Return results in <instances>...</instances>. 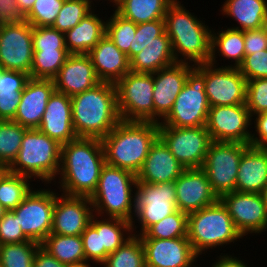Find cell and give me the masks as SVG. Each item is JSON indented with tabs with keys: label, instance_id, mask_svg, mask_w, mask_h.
<instances>
[{
	"label": "cell",
	"instance_id": "obj_25",
	"mask_svg": "<svg viewBox=\"0 0 267 267\" xmlns=\"http://www.w3.org/2000/svg\"><path fill=\"white\" fill-rule=\"evenodd\" d=\"M185 169L158 137L136 175L137 183L174 182Z\"/></svg>",
	"mask_w": 267,
	"mask_h": 267
},
{
	"label": "cell",
	"instance_id": "obj_18",
	"mask_svg": "<svg viewBox=\"0 0 267 267\" xmlns=\"http://www.w3.org/2000/svg\"><path fill=\"white\" fill-rule=\"evenodd\" d=\"M59 195L55 192L50 234L81 236L94 214L91 199L86 196Z\"/></svg>",
	"mask_w": 267,
	"mask_h": 267
},
{
	"label": "cell",
	"instance_id": "obj_15",
	"mask_svg": "<svg viewBox=\"0 0 267 267\" xmlns=\"http://www.w3.org/2000/svg\"><path fill=\"white\" fill-rule=\"evenodd\" d=\"M33 55L32 25L29 22L0 25V65L3 70L24 72L30 77Z\"/></svg>",
	"mask_w": 267,
	"mask_h": 267
},
{
	"label": "cell",
	"instance_id": "obj_24",
	"mask_svg": "<svg viewBox=\"0 0 267 267\" xmlns=\"http://www.w3.org/2000/svg\"><path fill=\"white\" fill-rule=\"evenodd\" d=\"M38 129L60 145L76 139L72 122L71 97L54 91L47 102Z\"/></svg>",
	"mask_w": 267,
	"mask_h": 267
},
{
	"label": "cell",
	"instance_id": "obj_39",
	"mask_svg": "<svg viewBox=\"0 0 267 267\" xmlns=\"http://www.w3.org/2000/svg\"><path fill=\"white\" fill-rule=\"evenodd\" d=\"M188 214L179 209L151 225L140 238L172 239L187 237Z\"/></svg>",
	"mask_w": 267,
	"mask_h": 267
},
{
	"label": "cell",
	"instance_id": "obj_54",
	"mask_svg": "<svg viewBox=\"0 0 267 267\" xmlns=\"http://www.w3.org/2000/svg\"><path fill=\"white\" fill-rule=\"evenodd\" d=\"M255 116H257L254 121L256 135L252 134L250 145L267 149V112Z\"/></svg>",
	"mask_w": 267,
	"mask_h": 267
},
{
	"label": "cell",
	"instance_id": "obj_50",
	"mask_svg": "<svg viewBox=\"0 0 267 267\" xmlns=\"http://www.w3.org/2000/svg\"><path fill=\"white\" fill-rule=\"evenodd\" d=\"M29 75L12 70H3L0 75V94H21Z\"/></svg>",
	"mask_w": 267,
	"mask_h": 267
},
{
	"label": "cell",
	"instance_id": "obj_29",
	"mask_svg": "<svg viewBox=\"0 0 267 267\" xmlns=\"http://www.w3.org/2000/svg\"><path fill=\"white\" fill-rule=\"evenodd\" d=\"M176 63L166 31L130 60V71L154 73Z\"/></svg>",
	"mask_w": 267,
	"mask_h": 267
},
{
	"label": "cell",
	"instance_id": "obj_17",
	"mask_svg": "<svg viewBox=\"0 0 267 267\" xmlns=\"http://www.w3.org/2000/svg\"><path fill=\"white\" fill-rule=\"evenodd\" d=\"M219 199L243 237L266 231L267 209L261 194L233 191L223 194Z\"/></svg>",
	"mask_w": 267,
	"mask_h": 267
},
{
	"label": "cell",
	"instance_id": "obj_27",
	"mask_svg": "<svg viewBox=\"0 0 267 267\" xmlns=\"http://www.w3.org/2000/svg\"><path fill=\"white\" fill-rule=\"evenodd\" d=\"M267 185V149L249 146L242 154L235 191L261 194Z\"/></svg>",
	"mask_w": 267,
	"mask_h": 267
},
{
	"label": "cell",
	"instance_id": "obj_58",
	"mask_svg": "<svg viewBox=\"0 0 267 267\" xmlns=\"http://www.w3.org/2000/svg\"><path fill=\"white\" fill-rule=\"evenodd\" d=\"M66 267H91V265L87 263V261H83L80 263L66 265Z\"/></svg>",
	"mask_w": 267,
	"mask_h": 267
},
{
	"label": "cell",
	"instance_id": "obj_59",
	"mask_svg": "<svg viewBox=\"0 0 267 267\" xmlns=\"http://www.w3.org/2000/svg\"><path fill=\"white\" fill-rule=\"evenodd\" d=\"M261 195L263 197L266 209H267V185L265 186V188L263 189V191L261 192Z\"/></svg>",
	"mask_w": 267,
	"mask_h": 267
},
{
	"label": "cell",
	"instance_id": "obj_61",
	"mask_svg": "<svg viewBox=\"0 0 267 267\" xmlns=\"http://www.w3.org/2000/svg\"><path fill=\"white\" fill-rule=\"evenodd\" d=\"M122 0H110V2H113V6L115 5V7L121 2Z\"/></svg>",
	"mask_w": 267,
	"mask_h": 267
},
{
	"label": "cell",
	"instance_id": "obj_45",
	"mask_svg": "<svg viewBox=\"0 0 267 267\" xmlns=\"http://www.w3.org/2000/svg\"><path fill=\"white\" fill-rule=\"evenodd\" d=\"M246 106L251 117L267 112V78L247 81Z\"/></svg>",
	"mask_w": 267,
	"mask_h": 267
},
{
	"label": "cell",
	"instance_id": "obj_51",
	"mask_svg": "<svg viewBox=\"0 0 267 267\" xmlns=\"http://www.w3.org/2000/svg\"><path fill=\"white\" fill-rule=\"evenodd\" d=\"M245 55L267 49V32L265 26L244 31Z\"/></svg>",
	"mask_w": 267,
	"mask_h": 267
},
{
	"label": "cell",
	"instance_id": "obj_19",
	"mask_svg": "<svg viewBox=\"0 0 267 267\" xmlns=\"http://www.w3.org/2000/svg\"><path fill=\"white\" fill-rule=\"evenodd\" d=\"M140 239L144 248L146 267H195L193 264L199 256L187 237Z\"/></svg>",
	"mask_w": 267,
	"mask_h": 267
},
{
	"label": "cell",
	"instance_id": "obj_13",
	"mask_svg": "<svg viewBox=\"0 0 267 267\" xmlns=\"http://www.w3.org/2000/svg\"><path fill=\"white\" fill-rule=\"evenodd\" d=\"M50 190H31L13 210L25 236L40 245L52 229L55 191Z\"/></svg>",
	"mask_w": 267,
	"mask_h": 267
},
{
	"label": "cell",
	"instance_id": "obj_35",
	"mask_svg": "<svg viewBox=\"0 0 267 267\" xmlns=\"http://www.w3.org/2000/svg\"><path fill=\"white\" fill-rule=\"evenodd\" d=\"M31 178L9 172L5 169L0 174V204L6 210H14L33 189Z\"/></svg>",
	"mask_w": 267,
	"mask_h": 267
},
{
	"label": "cell",
	"instance_id": "obj_31",
	"mask_svg": "<svg viewBox=\"0 0 267 267\" xmlns=\"http://www.w3.org/2000/svg\"><path fill=\"white\" fill-rule=\"evenodd\" d=\"M216 51L223 57L232 59L234 65L230 67L238 68L245 57L244 31L227 28L219 32L211 31V57L210 64L216 65ZM220 52V53H219Z\"/></svg>",
	"mask_w": 267,
	"mask_h": 267
},
{
	"label": "cell",
	"instance_id": "obj_34",
	"mask_svg": "<svg viewBox=\"0 0 267 267\" xmlns=\"http://www.w3.org/2000/svg\"><path fill=\"white\" fill-rule=\"evenodd\" d=\"M41 246L65 265L86 261L81 236L49 234Z\"/></svg>",
	"mask_w": 267,
	"mask_h": 267
},
{
	"label": "cell",
	"instance_id": "obj_62",
	"mask_svg": "<svg viewBox=\"0 0 267 267\" xmlns=\"http://www.w3.org/2000/svg\"><path fill=\"white\" fill-rule=\"evenodd\" d=\"M5 170L3 166L0 165V174Z\"/></svg>",
	"mask_w": 267,
	"mask_h": 267
},
{
	"label": "cell",
	"instance_id": "obj_44",
	"mask_svg": "<svg viewBox=\"0 0 267 267\" xmlns=\"http://www.w3.org/2000/svg\"><path fill=\"white\" fill-rule=\"evenodd\" d=\"M165 31L164 19L137 24V30L133 38V47H130V60Z\"/></svg>",
	"mask_w": 267,
	"mask_h": 267
},
{
	"label": "cell",
	"instance_id": "obj_28",
	"mask_svg": "<svg viewBox=\"0 0 267 267\" xmlns=\"http://www.w3.org/2000/svg\"><path fill=\"white\" fill-rule=\"evenodd\" d=\"M92 11L65 33L69 54H88L106 34V22Z\"/></svg>",
	"mask_w": 267,
	"mask_h": 267
},
{
	"label": "cell",
	"instance_id": "obj_5",
	"mask_svg": "<svg viewBox=\"0 0 267 267\" xmlns=\"http://www.w3.org/2000/svg\"><path fill=\"white\" fill-rule=\"evenodd\" d=\"M136 185L137 178L134 173L105 164L102 167L97 187L89 197L95 215L131 222L132 232L135 231L133 234L137 235L133 219L135 216V191L133 192V189Z\"/></svg>",
	"mask_w": 267,
	"mask_h": 267
},
{
	"label": "cell",
	"instance_id": "obj_36",
	"mask_svg": "<svg viewBox=\"0 0 267 267\" xmlns=\"http://www.w3.org/2000/svg\"><path fill=\"white\" fill-rule=\"evenodd\" d=\"M69 55L67 49L34 50L30 78L53 80Z\"/></svg>",
	"mask_w": 267,
	"mask_h": 267
},
{
	"label": "cell",
	"instance_id": "obj_46",
	"mask_svg": "<svg viewBox=\"0 0 267 267\" xmlns=\"http://www.w3.org/2000/svg\"><path fill=\"white\" fill-rule=\"evenodd\" d=\"M32 43L34 50L66 49L65 33L51 26H32Z\"/></svg>",
	"mask_w": 267,
	"mask_h": 267
},
{
	"label": "cell",
	"instance_id": "obj_52",
	"mask_svg": "<svg viewBox=\"0 0 267 267\" xmlns=\"http://www.w3.org/2000/svg\"><path fill=\"white\" fill-rule=\"evenodd\" d=\"M24 21H26L25 16L16 4V0H0V25Z\"/></svg>",
	"mask_w": 267,
	"mask_h": 267
},
{
	"label": "cell",
	"instance_id": "obj_12",
	"mask_svg": "<svg viewBox=\"0 0 267 267\" xmlns=\"http://www.w3.org/2000/svg\"><path fill=\"white\" fill-rule=\"evenodd\" d=\"M135 192V216L140 222L142 235L151 225L178 210L174 182L137 183Z\"/></svg>",
	"mask_w": 267,
	"mask_h": 267
},
{
	"label": "cell",
	"instance_id": "obj_3",
	"mask_svg": "<svg viewBox=\"0 0 267 267\" xmlns=\"http://www.w3.org/2000/svg\"><path fill=\"white\" fill-rule=\"evenodd\" d=\"M158 137L159 125L156 122L121 120L101 139L105 164L137 175Z\"/></svg>",
	"mask_w": 267,
	"mask_h": 267
},
{
	"label": "cell",
	"instance_id": "obj_9",
	"mask_svg": "<svg viewBox=\"0 0 267 267\" xmlns=\"http://www.w3.org/2000/svg\"><path fill=\"white\" fill-rule=\"evenodd\" d=\"M115 87L121 120L154 122L153 73L129 71Z\"/></svg>",
	"mask_w": 267,
	"mask_h": 267
},
{
	"label": "cell",
	"instance_id": "obj_43",
	"mask_svg": "<svg viewBox=\"0 0 267 267\" xmlns=\"http://www.w3.org/2000/svg\"><path fill=\"white\" fill-rule=\"evenodd\" d=\"M65 0H36L25 20L33 27L52 26Z\"/></svg>",
	"mask_w": 267,
	"mask_h": 267
},
{
	"label": "cell",
	"instance_id": "obj_22",
	"mask_svg": "<svg viewBox=\"0 0 267 267\" xmlns=\"http://www.w3.org/2000/svg\"><path fill=\"white\" fill-rule=\"evenodd\" d=\"M54 91V80L29 78L21 92L20 104L12 121L27 129H38Z\"/></svg>",
	"mask_w": 267,
	"mask_h": 267
},
{
	"label": "cell",
	"instance_id": "obj_30",
	"mask_svg": "<svg viewBox=\"0 0 267 267\" xmlns=\"http://www.w3.org/2000/svg\"><path fill=\"white\" fill-rule=\"evenodd\" d=\"M221 12L239 23L232 29H259L267 23V0H226Z\"/></svg>",
	"mask_w": 267,
	"mask_h": 267
},
{
	"label": "cell",
	"instance_id": "obj_49",
	"mask_svg": "<svg viewBox=\"0 0 267 267\" xmlns=\"http://www.w3.org/2000/svg\"><path fill=\"white\" fill-rule=\"evenodd\" d=\"M83 240V251L87 262L100 264L105 262V248H101L100 233L89 224L81 234Z\"/></svg>",
	"mask_w": 267,
	"mask_h": 267
},
{
	"label": "cell",
	"instance_id": "obj_48",
	"mask_svg": "<svg viewBox=\"0 0 267 267\" xmlns=\"http://www.w3.org/2000/svg\"><path fill=\"white\" fill-rule=\"evenodd\" d=\"M238 69L246 81L267 78V49L245 55Z\"/></svg>",
	"mask_w": 267,
	"mask_h": 267
},
{
	"label": "cell",
	"instance_id": "obj_57",
	"mask_svg": "<svg viewBox=\"0 0 267 267\" xmlns=\"http://www.w3.org/2000/svg\"><path fill=\"white\" fill-rule=\"evenodd\" d=\"M35 1L36 0H16V4L24 16H26L33 8Z\"/></svg>",
	"mask_w": 267,
	"mask_h": 267
},
{
	"label": "cell",
	"instance_id": "obj_10",
	"mask_svg": "<svg viewBox=\"0 0 267 267\" xmlns=\"http://www.w3.org/2000/svg\"><path fill=\"white\" fill-rule=\"evenodd\" d=\"M249 146L237 142L211 143L201 168L219 198L235 191L240 158Z\"/></svg>",
	"mask_w": 267,
	"mask_h": 267
},
{
	"label": "cell",
	"instance_id": "obj_7",
	"mask_svg": "<svg viewBox=\"0 0 267 267\" xmlns=\"http://www.w3.org/2000/svg\"><path fill=\"white\" fill-rule=\"evenodd\" d=\"M242 237L220 199L188 214L187 238L198 256L209 248L228 245Z\"/></svg>",
	"mask_w": 267,
	"mask_h": 267
},
{
	"label": "cell",
	"instance_id": "obj_42",
	"mask_svg": "<svg viewBox=\"0 0 267 267\" xmlns=\"http://www.w3.org/2000/svg\"><path fill=\"white\" fill-rule=\"evenodd\" d=\"M91 0H65L55 22L51 26L60 32L66 33L83 18L90 14L92 9ZM92 9V10H91Z\"/></svg>",
	"mask_w": 267,
	"mask_h": 267
},
{
	"label": "cell",
	"instance_id": "obj_6",
	"mask_svg": "<svg viewBox=\"0 0 267 267\" xmlns=\"http://www.w3.org/2000/svg\"><path fill=\"white\" fill-rule=\"evenodd\" d=\"M60 163L61 145L39 129H27L17 157L7 170L47 184L58 176Z\"/></svg>",
	"mask_w": 267,
	"mask_h": 267
},
{
	"label": "cell",
	"instance_id": "obj_56",
	"mask_svg": "<svg viewBox=\"0 0 267 267\" xmlns=\"http://www.w3.org/2000/svg\"><path fill=\"white\" fill-rule=\"evenodd\" d=\"M217 261L212 264V267H247V263L245 264L242 260H239L237 257H232L231 255H220Z\"/></svg>",
	"mask_w": 267,
	"mask_h": 267
},
{
	"label": "cell",
	"instance_id": "obj_38",
	"mask_svg": "<svg viewBox=\"0 0 267 267\" xmlns=\"http://www.w3.org/2000/svg\"><path fill=\"white\" fill-rule=\"evenodd\" d=\"M27 128L12 120H0V165L7 169L17 157Z\"/></svg>",
	"mask_w": 267,
	"mask_h": 267
},
{
	"label": "cell",
	"instance_id": "obj_41",
	"mask_svg": "<svg viewBox=\"0 0 267 267\" xmlns=\"http://www.w3.org/2000/svg\"><path fill=\"white\" fill-rule=\"evenodd\" d=\"M40 246L34 241L0 245L1 267H33L36 250Z\"/></svg>",
	"mask_w": 267,
	"mask_h": 267
},
{
	"label": "cell",
	"instance_id": "obj_26",
	"mask_svg": "<svg viewBox=\"0 0 267 267\" xmlns=\"http://www.w3.org/2000/svg\"><path fill=\"white\" fill-rule=\"evenodd\" d=\"M101 82L116 83L130 71L127 55L111 41L104 37L87 54Z\"/></svg>",
	"mask_w": 267,
	"mask_h": 267
},
{
	"label": "cell",
	"instance_id": "obj_2",
	"mask_svg": "<svg viewBox=\"0 0 267 267\" xmlns=\"http://www.w3.org/2000/svg\"><path fill=\"white\" fill-rule=\"evenodd\" d=\"M73 129L77 137L104 138L121 121L114 83L100 82L71 97Z\"/></svg>",
	"mask_w": 267,
	"mask_h": 267
},
{
	"label": "cell",
	"instance_id": "obj_21",
	"mask_svg": "<svg viewBox=\"0 0 267 267\" xmlns=\"http://www.w3.org/2000/svg\"><path fill=\"white\" fill-rule=\"evenodd\" d=\"M194 66L189 62H176L153 73L154 122L160 123L159 119H164L172 110L174 101L186 83L188 72Z\"/></svg>",
	"mask_w": 267,
	"mask_h": 267
},
{
	"label": "cell",
	"instance_id": "obj_40",
	"mask_svg": "<svg viewBox=\"0 0 267 267\" xmlns=\"http://www.w3.org/2000/svg\"><path fill=\"white\" fill-rule=\"evenodd\" d=\"M137 30V24L127 20L116 11L106 20V35L124 52L130 61V47H133V38Z\"/></svg>",
	"mask_w": 267,
	"mask_h": 267
},
{
	"label": "cell",
	"instance_id": "obj_47",
	"mask_svg": "<svg viewBox=\"0 0 267 267\" xmlns=\"http://www.w3.org/2000/svg\"><path fill=\"white\" fill-rule=\"evenodd\" d=\"M30 241L23 233L18 216L13 210H7L0 219V245Z\"/></svg>",
	"mask_w": 267,
	"mask_h": 267
},
{
	"label": "cell",
	"instance_id": "obj_20",
	"mask_svg": "<svg viewBox=\"0 0 267 267\" xmlns=\"http://www.w3.org/2000/svg\"><path fill=\"white\" fill-rule=\"evenodd\" d=\"M174 184L176 206L186 214L198 211L219 200L202 168L185 169Z\"/></svg>",
	"mask_w": 267,
	"mask_h": 267
},
{
	"label": "cell",
	"instance_id": "obj_1",
	"mask_svg": "<svg viewBox=\"0 0 267 267\" xmlns=\"http://www.w3.org/2000/svg\"><path fill=\"white\" fill-rule=\"evenodd\" d=\"M105 165L101 139L77 137L61 145L58 175L60 188L68 196L90 197Z\"/></svg>",
	"mask_w": 267,
	"mask_h": 267
},
{
	"label": "cell",
	"instance_id": "obj_55",
	"mask_svg": "<svg viewBox=\"0 0 267 267\" xmlns=\"http://www.w3.org/2000/svg\"><path fill=\"white\" fill-rule=\"evenodd\" d=\"M33 267H66V265L59 262L40 245L36 250Z\"/></svg>",
	"mask_w": 267,
	"mask_h": 267
},
{
	"label": "cell",
	"instance_id": "obj_32",
	"mask_svg": "<svg viewBox=\"0 0 267 267\" xmlns=\"http://www.w3.org/2000/svg\"><path fill=\"white\" fill-rule=\"evenodd\" d=\"M174 0H122L115 11L135 24L164 19L168 6Z\"/></svg>",
	"mask_w": 267,
	"mask_h": 267
},
{
	"label": "cell",
	"instance_id": "obj_63",
	"mask_svg": "<svg viewBox=\"0 0 267 267\" xmlns=\"http://www.w3.org/2000/svg\"><path fill=\"white\" fill-rule=\"evenodd\" d=\"M3 71V68L1 67V65H0V75H1V72Z\"/></svg>",
	"mask_w": 267,
	"mask_h": 267
},
{
	"label": "cell",
	"instance_id": "obj_8",
	"mask_svg": "<svg viewBox=\"0 0 267 267\" xmlns=\"http://www.w3.org/2000/svg\"><path fill=\"white\" fill-rule=\"evenodd\" d=\"M209 108L203 63L195 65L188 72L186 83L174 101L172 110L158 125L183 128L206 126Z\"/></svg>",
	"mask_w": 267,
	"mask_h": 267
},
{
	"label": "cell",
	"instance_id": "obj_4",
	"mask_svg": "<svg viewBox=\"0 0 267 267\" xmlns=\"http://www.w3.org/2000/svg\"><path fill=\"white\" fill-rule=\"evenodd\" d=\"M165 29L176 62L208 63L211 57V29L174 0L166 11ZM180 54V55H179ZM179 56H182L180 59Z\"/></svg>",
	"mask_w": 267,
	"mask_h": 267
},
{
	"label": "cell",
	"instance_id": "obj_60",
	"mask_svg": "<svg viewBox=\"0 0 267 267\" xmlns=\"http://www.w3.org/2000/svg\"><path fill=\"white\" fill-rule=\"evenodd\" d=\"M7 210L0 204V219L5 215Z\"/></svg>",
	"mask_w": 267,
	"mask_h": 267
},
{
	"label": "cell",
	"instance_id": "obj_33",
	"mask_svg": "<svg viewBox=\"0 0 267 267\" xmlns=\"http://www.w3.org/2000/svg\"><path fill=\"white\" fill-rule=\"evenodd\" d=\"M95 216L94 214L91 217L90 224L100 233L101 248H105L106 260L110 253L115 252L133 235L132 223L119 218L106 217L105 219L97 220L99 216Z\"/></svg>",
	"mask_w": 267,
	"mask_h": 267
},
{
	"label": "cell",
	"instance_id": "obj_14",
	"mask_svg": "<svg viewBox=\"0 0 267 267\" xmlns=\"http://www.w3.org/2000/svg\"><path fill=\"white\" fill-rule=\"evenodd\" d=\"M252 119L246 104L212 106L209 108L206 128L212 141L250 145Z\"/></svg>",
	"mask_w": 267,
	"mask_h": 267
},
{
	"label": "cell",
	"instance_id": "obj_37",
	"mask_svg": "<svg viewBox=\"0 0 267 267\" xmlns=\"http://www.w3.org/2000/svg\"><path fill=\"white\" fill-rule=\"evenodd\" d=\"M104 267H146L143 244L138 235H131L115 252L110 253Z\"/></svg>",
	"mask_w": 267,
	"mask_h": 267
},
{
	"label": "cell",
	"instance_id": "obj_53",
	"mask_svg": "<svg viewBox=\"0 0 267 267\" xmlns=\"http://www.w3.org/2000/svg\"><path fill=\"white\" fill-rule=\"evenodd\" d=\"M21 94H0V120H13L20 104Z\"/></svg>",
	"mask_w": 267,
	"mask_h": 267
},
{
	"label": "cell",
	"instance_id": "obj_23",
	"mask_svg": "<svg viewBox=\"0 0 267 267\" xmlns=\"http://www.w3.org/2000/svg\"><path fill=\"white\" fill-rule=\"evenodd\" d=\"M53 80L55 91L69 97L91 89L101 82L87 54H70Z\"/></svg>",
	"mask_w": 267,
	"mask_h": 267
},
{
	"label": "cell",
	"instance_id": "obj_11",
	"mask_svg": "<svg viewBox=\"0 0 267 267\" xmlns=\"http://www.w3.org/2000/svg\"><path fill=\"white\" fill-rule=\"evenodd\" d=\"M159 138L186 169L201 168L213 142L206 126H159Z\"/></svg>",
	"mask_w": 267,
	"mask_h": 267
},
{
	"label": "cell",
	"instance_id": "obj_16",
	"mask_svg": "<svg viewBox=\"0 0 267 267\" xmlns=\"http://www.w3.org/2000/svg\"><path fill=\"white\" fill-rule=\"evenodd\" d=\"M204 63L205 93L210 107L246 104V79L238 68Z\"/></svg>",
	"mask_w": 267,
	"mask_h": 267
}]
</instances>
